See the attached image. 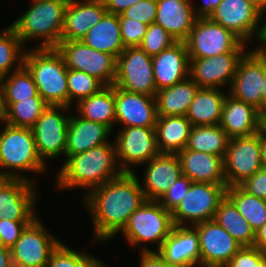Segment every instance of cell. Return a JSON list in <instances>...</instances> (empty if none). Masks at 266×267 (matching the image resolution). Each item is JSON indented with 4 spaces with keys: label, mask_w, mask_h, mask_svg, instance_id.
<instances>
[{
    "label": "cell",
    "mask_w": 266,
    "mask_h": 267,
    "mask_svg": "<svg viewBox=\"0 0 266 267\" xmlns=\"http://www.w3.org/2000/svg\"><path fill=\"white\" fill-rule=\"evenodd\" d=\"M83 199L93 219L94 240L99 243L116 237L130 215L146 201L135 172H123L92 189Z\"/></svg>",
    "instance_id": "1"
},
{
    "label": "cell",
    "mask_w": 266,
    "mask_h": 267,
    "mask_svg": "<svg viewBox=\"0 0 266 267\" xmlns=\"http://www.w3.org/2000/svg\"><path fill=\"white\" fill-rule=\"evenodd\" d=\"M56 174L57 187L62 189H92L118 177L123 172L116 159L115 144L108 142L85 152L69 156Z\"/></svg>",
    "instance_id": "2"
},
{
    "label": "cell",
    "mask_w": 266,
    "mask_h": 267,
    "mask_svg": "<svg viewBox=\"0 0 266 267\" xmlns=\"http://www.w3.org/2000/svg\"><path fill=\"white\" fill-rule=\"evenodd\" d=\"M31 50L25 52L23 66L32 75L39 95L50 106L68 107V68L64 58L56 48Z\"/></svg>",
    "instance_id": "3"
},
{
    "label": "cell",
    "mask_w": 266,
    "mask_h": 267,
    "mask_svg": "<svg viewBox=\"0 0 266 267\" xmlns=\"http://www.w3.org/2000/svg\"><path fill=\"white\" fill-rule=\"evenodd\" d=\"M32 6L10 26L24 45L41 39L38 48H55L61 41L65 10L69 0H31Z\"/></svg>",
    "instance_id": "4"
},
{
    "label": "cell",
    "mask_w": 266,
    "mask_h": 267,
    "mask_svg": "<svg viewBox=\"0 0 266 267\" xmlns=\"http://www.w3.org/2000/svg\"><path fill=\"white\" fill-rule=\"evenodd\" d=\"M46 163L40 158L31 128L6 124L0 131V173L9 179L17 178L33 182L19 173L46 174ZM17 173H15V172Z\"/></svg>",
    "instance_id": "5"
},
{
    "label": "cell",
    "mask_w": 266,
    "mask_h": 267,
    "mask_svg": "<svg viewBox=\"0 0 266 267\" xmlns=\"http://www.w3.org/2000/svg\"><path fill=\"white\" fill-rule=\"evenodd\" d=\"M174 226L170 211L158 201L146 200L130 215L120 233L134 247L141 243L155 242L159 250Z\"/></svg>",
    "instance_id": "6"
},
{
    "label": "cell",
    "mask_w": 266,
    "mask_h": 267,
    "mask_svg": "<svg viewBox=\"0 0 266 267\" xmlns=\"http://www.w3.org/2000/svg\"><path fill=\"white\" fill-rule=\"evenodd\" d=\"M185 43L189 59L214 57L223 53H246L248 45L209 17L195 20Z\"/></svg>",
    "instance_id": "7"
},
{
    "label": "cell",
    "mask_w": 266,
    "mask_h": 267,
    "mask_svg": "<svg viewBox=\"0 0 266 267\" xmlns=\"http://www.w3.org/2000/svg\"><path fill=\"white\" fill-rule=\"evenodd\" d=\"M227 185L192 182L189 190L171 212L175 226H194L213 220L219 203L226 196Z\"/></svg>",
    "instance_id": "8"
},
{
    "label": "cell",
    "mask_w": 266,
    "mask_h": 267,
    "mask_svg": "<svg viewBox=\"0 0 266 267\" xmlns=\"http://www.w3.org/2000/svg\"><path fill=\"white\" fill-rule=\"evenodd\" d=\"M55 48L68 69L85 72L104 86L114 85L117 59L113 55L97 51L82 41H60Z\"/></svg>",
    "instance_id": "9"
},
{
    "label": "cell",
    "mask_w": 266,
    "mask_h": 267,
    "mask_svg": "<svg viewBox=\"0 0 266 267\" xmlns=\"http://www.w3.org/2000/svg\"><path fill=\"white\" fill-rule=\"evenodd\" d=\"M114 85L128 92L155 97L157 89L152 56L139 46L125 48L117 57Z\"/></svg>",
    "instance_id": "10"
},
{
    "label": "cell",
    "mask_w": 266,
    "mask_h": 267,
    "mask_svg": "<svg viewBox=\"0 0 266 267\" xmlns=\"http://www.w3.org/2000/svg\"><path fill=\"white\" fill-rule=\"evenodd\" d=\"M69 109L70 107L49 105L31 128L38 154L44 163H47L45 158L65 156Z\"/></svg>",
    "instance_id": "11"
},
{
    "label": "cell",
    "mask_w": 266,
    "mask_h": 267,
    "mask_svg": "<svg viewBox=\"0 0 266 267\" xmlns=\"http://www.w3.org/2000/svg\"><path fill=\"white\" fill-rule=\"evenodd\" d=\"M223 163L227 187L239 186L262 169L260 132L229 139Z\"/></svg>",
    "instance_id": "12"
},
{
    "label": "cell",
    "mask_w": 266,
    "mask_h": 267,
    "mask_svg": "<svg viewBox=\"0 0 266 267\" xmlns=\"http://www.w3.org/2000/svg\"><path fill=\"white\" fill-rule=\"evenodd\" d=\"M123 129V130H121ZM114 144L122 172H135L133 166L148 163L160 154L154 127H122Z\"/></svg>",
    "instance_id": "13"
},
{
    "label": "cell",
    "mask_w": 266,
    "mask_h": 267,
    "mask_svg": "<svg viewBox=\"0 0 266 267\" xmlns=\"http://www.w3.org/2000/svg\"><path fill=\"white\" fill-rule=\"evenodd\" d=\"M35 218L10 249L13 267H47L52 251L60 240L52 236Z\"/></svg>",
    "instance_id": "14"
},
{
    "label": "cell",
    "mask_w": 266,
    "mask_h": 267,
    "mask_svg": "<svg viewBox=\"0 0 266 267\" xmlns=\"http://www.w3.org/2000/svg\"><path fill=\"white\" fill-rule=\"evenodd\" d=\"M266 67V54L248 50L239 60L228 94L254 106L262 113V91Z\"/></svg>",
    "instance_id": "15"
},
{
    "label": "cell",
    "mask_w": 266,
    "mask_h": 267,
    "mask_svg": "<svg viewBox=\"0 0 266 267\" xmlns=\"http://www.w3.org/2000/svg\"><path fill=\"white\" fill-rule=\"evenodd\" d=\"M200 243V267H225L243 247L214 219L194 225Z\"/></svg>",
    "instance_id": "16"
},
{
    "label": "cell",
    "mask_w": 266,
    "mask_h": 267,
    "mask_svg": "<svg viewBox=\"0 0 266 267\" xmlns=\"http://www.w3.org/2000/svg\"><path fill=\"white\" fill-rule=\"evenodd\" d=\"M260 13L261 11L247 0H221L209 18L248 44L254 37L256 39Z\"/></svg>",
    "instance_id": "17"
},
{
    "label": "cell",
    "mask_w": 266,
    "mask_h": 267,
    "mask_svg": "<svg viewBox=\"0 0 266 267\" xmlns=\"http://www.w3.org/2000/svg\"><path fill=\"white\" fill-rule=\"evenodd\" d=\"M245 53H223L214 57L189 59V77L200 88L231 86L239 60ZM230 83V84H229Z\"/></svg>",
    "instance_id": "18"
},
{
    "label": "cell",
    "mask_w": 266,
    "mask_h": 267,
    "mask_svg": "<svg viewBox=\"0 0 266 267\" xmlns=\"http://www.w3.org/2000/svg\"><path fill=\"white\" fill-rule=\"evenodd\" d=\"M34 183L24 179L6 178L0 184V220L33 221L36 200Z\"/></svg>",
    "instance_id": "19"
},
{
    "label": "cell",
    "mask_w": 266,
    "mask_h": 267,
    "mask_svg": "<svg viewBox=\"0 0 266 267\" xmlns=\"http://www.w3.org/2000/svg\"><path fill=\"white\" fill-rule=\"evenodd\" d=\"M116 121L123 127H155L158 115L154 96L115 86Z\"/></svg>",
    "instance_id": "20"
},
{
    "label": "cell",
    "mask_w": 266,
    "mask_h": 267,
    "mask_svg": "<svg viewBox=\"0 0 266 267\" xmlns=\"http://www.w3.org/2000/svg\"><path fill=\"white\" fill-rule=\"evenodd\" d=\"M157 251L170 265L200 267L199 235L194 226H174Z\"/></svg>",
    "instance_id": "21"
},
{
    "label": "cell",
    "mask_w": 266,
    "mask_h": 267,
    "mask_svg": "<svg viewBox=\"0 0 266 267\" xmlns=\"http://www.w3.org/2000/svg\"><path fill=\"white\" fill-rule=\"evenodd\" d=\"M106 12L103 0H69L65 10L61 41H81Z\"/></svg>",
    "instance_id": "22"
},
{
    "label": "cell",
    "mask_w": 266,
    "mask_h": 267,
    "mask_svg": "<svg viewBox=\"0 0 266 267\" xmlns=\"http://www.w3.org/2000/svg\"><path fill=\"white\" fill-rule=\"evenodd\" d=\"M145 165L141 188L146 200L158 201L182 174L179 157L177 154L160 153Z\"/></svg>",
    "instance_id": "23"
},
{
    "label": "cell",
    "mask_w": 266,
    "mask_h": 267,
    "mask_svg": "<svg viewBox=\"0 0 266 267\" xmlns=\"http://www.w3.org/2000/svg\"><path fill=\"white\" fill-rule=\"evenodd\" d=\"M157 91L171 87L189 77V56L185 42H176L170 48L152 56Z\"/></svg>",
    "instance_id": "24"
},
{
    "label": "cell",
    "mask_w": 266,
    "mask_h": 267,
    "mask_svg": "<svg viewBox=\"0 0 266 267\" xmlns=\"http://www.w3.org/2000/svg\"><path fill=\"white\" fill-rule=\"evenodd\" d=\"M189 0H157L154 23L160 25L177 42H185L197 17Z\"/></svg>",
    "instance_id": "25"
},
{
    "label": "cell",
    "mask_w": 266,
    "mask_h": 267,
    "mask_svg": "<svg viewBox=\"0 0 266 267\" xmlns=\"http://www.w3.org/2000/svg\"><path fill=\"white\" fill-rule=\"evenodd\" d=\"M261 113L254 106L227 94L220 126L229 139L248 137L260 132Z\"/></svg>",
    "instance_id": "26"
},
{
    "label": "cell",
    "mask_w": 266,
    "mask_h": 267,
    "mask_svg": "<svg viewBox=\"0 0 266 267\" xmlns=\"http://www.w3.org/2000/svg\"><path fill=\"white\" fill-rule=\"evenodd\" d=\"M177 155L182 174L192 182L227 185L223 157L189 149H183Z\"/></svg>",
    "instance_id": "27"
},
{
    "label": "cell",
    "mask_w": 266,
    "mask_h": 267,
    "mask_svg": "<svg viewBox=\"0 0 266 267\" xmlns=\"http://www.w3.org/2000/svg\"><path fill=\"white\" fill-rule=\"evenodd\" d=\"M112 130L98 122H93L80 117L78 114L72 115L68 122L67 144L65 158L85 152L93 147L111 142L108 136Z\"/></svg>",
    "instance_id": "28"
},
{
    "label": "cell",
    "mask_w": 266,
    "mask_h": 267,
    "mask_svg": "<svg viewBox=\"0 0 266 267\" xmlns=\"http://www.w3.org/2000/svg\"><path fill=\"white\" fill-rule=\"evenodd\" d=\"M227 94L219 88H199L186 115L192 126L220 125Z\"/></svg>",
    "instance_id": "29"
},
{
    "label": "cell",
    "mask_w": 266,
    "mask_h": 267,
    "mask_svg": "<svg viewBox=\"0 0 266 267\" xmlns=\"http://www.w3.org/2000/svg\"><path fill=\"white\" fill-rule=\"evenodd\" d=\"M91 48L113 55L116 59L125 50L119 16L106 12L81 40Z\"/></svg>",
    "instance_id": "30"
},
{
    "label": "cell",
    "mask_w": 266,
    "mask_h": 267,
    "mask_svg": "<svg viewBox=\"0 0 266 267\" xmlns=\"http://www.w3.org/2000/svg\"><path fill=\"white\" fill-rule=\"evenodd\" d=\"M192 127L186 116H158L154 129L159 152L177 154L185 149Z\"/></svg>",
    "instance_id": "31"
},
{
    "label": "cell",
    "mask_w": 266,
    "mask_h": 267,
    "mask_svg": "<svg viewBox=\"0 0 266 267\" xmlns=\"http://www.w3.org/2000/svg\"><path fill=\"white\" fill-rule=\"evenodd\" d=\"M200 87L190 78L155 94L158 116H186L196 92Z\"/></svg>",
    "instance_id": "32"
},
{
    "label": "cell",
    "mask_w": 266,
    "mask_h": 267,
    "mask_svg": "<svg viewBox=\"0 0 266 267\" xmlns=\"http://www.w3.org/2000/svg\"><path fill=\"white\" fill-rule=\"evenodd\" d=\"M76 105L80 117L102 123L113 131L116 121L115 85L103 87L98 93L81 99Z\"/></svg>",
    "instance_id": "33"
},
{
    "label": "cell",
    "mask_w": 266,
    "mask_h": 267,
    "mask_svg": "<svg viewBox=\"0 0 266 267\" xmlns=\"http://www.w3.org/2000/svg\"><path fill=\"white\" fill-rule=\"evenodd\" d=\"M214 220L243 247H253L254 229L227 196L219 203Z\"/></svg>",
    "instance_id": "34"
},
{
    "label": "cell",
    "mask_w": 266,
    "mask_h": 267,
    "mask_svg": "<svg viewBox=\"0 0 266 267\" xmlns=\"http://www.w3.org/2000/svg\"><path fill=\"white\" fill-rule=\"evenodd\" d=\"M229 138L220 125L193 126L185 149L224 158Z\"/></svg>",
    "instance_id": "35"
},
{
    "label": "cell",
    "mask_w": 266,
    "mask_h": 267,
    "mask_svg": "<svg viewBox=\"0 0 266 267\" xmlns=\"http://www.w3.org/2000/svg\"><path fill=\"white\" fill-rule=\"evenodd\" d=\"M226 196L254 231L266 223V200L248 194L240 186L227 187Z\"/></svg>",
    "instance_id": "36"
},
{
    "label": "cell",
    "mask_w": 266,
    "mask_h": 267,
    "mask_svg": "<svg viewBox=\"0 0 266 267\" xmlns=\"http://www.w3.org/2000/svg\"><path fill=\"white\" fill-rule=\"evenodd\" d=\"M6 105V115L2 123L23 128H32L49 106L41 96L30 97L15 103H6Z\"/></svg>",
    "instance_id": "37"
},
{
    "label": "cell",
    "mask_w": 266,
    "mask_h": 267,
    "mask_svg": "<svg viewBox=\"0 0 266 267\" xmlns=\"http://www.w3.org/2000/svg\"><path fill=\"white\" fill-rule=\"evenodd\" d=\"M22 48L24 45L10 25L0 31V77L23 66L25 50L22 51Z\"/></svg>",
    "instance_id": "38"
},
{
    "label": "cell",
    "mask_w": 266,
    "mask_h": 267,
    "mask_svg": "<svg viewBox=\"0 0 266 267\" xmlns=\"http://www.w3.org/2000/svg\"><path fill=\"white\" fill-rule=\"evenodd\" d=\"M6 103H15L40 96L32 75L22 66L19 70L2 77Z\"/></svg>",
    "instance_id": "39"
},
{
    "label": "cell",
    "mask_w": 266,
    "mask_h": 267,
    "mask_svg": "<svg viewBox=\"0 0 266 267\" xmlns=\"http://www.w3.org/2000/svg\"><path fill=\"white\" fill-rule=\"evenodd\" d=\"M47 267H105L103 261L78 252L62 242L52 251Z\"/></svg>",
    "instance_id": "40"
},
{
    "label": "cell",
    "mask_w": 266,
    "mask_h": 267,
    "mask_svg": "<svg viewBox=\"0 0 266 267\" xmlns=\"http://www.w3.org/2000/svg\"><path fill=\"white\" fill-rule=\"evenodd\" d=\"M67 87L68 107H71L74 100L78 103L81 99L98 93L105 86L95 77H92L85 72L68 69Z\"/></svg>",
    "instance_id": "41"
},
{
    "label": "cell",
    "mask_w": 266,
    "mask_h": 267,
    "mask_svg": "<svg viewBox=\"0 0 266 267\" xmlns=\"http://www.w3.org/2000/svg\"><path fill=\"white\" fill-rule=\"evenodd\" d=\"M176 42L160 25L152 23L147 27L146 34L139 47L148 55L154 56L162 50L170 48Z\"/></svg>",
    "instance_id": "42"
},
{
    "label": "cell",
    "mask_w": 266,
    "mask_h": 267,
    "mask_svg": "<svg viewBox=\"0 0 266 267\" xmlns=\"http://www.w3.org/2000/svg\"><path fill=\"white\" fill-rule=\"evenodd\" d=\"M118 16L124 47L140 46L148 25L134 19L124 18L121 14Z\"/></svg>",
    "instance_id": "43"
},
{
    "label": "cell",
    "mask_w": 266,
    "mask_h": 267,
    "mask_svg": "<svg viewBox=\"0 0 266 267\" xmlns=\"http://www.w3.org/2000/svg\"><path fill=\"white\" fill-rule=\"evenodd\" d=\"M192 181L181 174L176 182L160 197L158 202L168 211L172 212L182 201L189 190Z\"/></svg>",
    "instance_id": "44"
},
{
    "label": "cell",
    "mask_w": 266,
    "mask_h": 267,
    "mask_svg": "<svg viewBox=\"0 0 266 267\" xmlns=\"http://www.w3.org/2000/svg\"><path fill=\"white\" fill-rule=\"evenodd\" d=\"M157 0H142L121 13L124 18L134 19L146 25L154 23Z\"/></svg>",
    "instance_id": "45"
},
{
    "label": "cell",
    "mask_w": 266,
    "mask_h": 267,
    "mask_svg": "<svg viewBox=\"0 0 266 267\" xmlns=\"http://www.w3.org/2000/svg\"><path fill=\"white\" fill-rule=\"evenodd\" d=\"M32 221L0 220V244L11 249Z\"/></svg>",
    "instance_id": "46"
},
{
    "label": "cell",
    "mask_w": 266,
    "mask_h": 267,
    "mask_svg": "<svg viewBox=\"0 0 266 267\" xmlns=\"http://www.w3.org/2000/svg\"><path fill=\"white\" fill-rule=\"evenodd\" d=\"M239 186L248 194L266 200V169H260Z\"/></svg>",
    "instance_id": "47"
},
{
    "label": "cell",
    "mask_w": 266,
    "mask_h": 267,
    "mask_svg": "<svg viewBox=\"0 0 266 267\" xmlns=\"http://www.w3.org/2000/svg\"><path fill=\"white\" fill-rule=\"evenodd\" d=\"M140 256V267H179L168 264L158 251H153L146 246H142Z\"/></svg>",
    "instance_id": "48"
},
{
    "label": "cell",
    "mask_w": 266,
    "mask_h": 267,
    "mask_svg": "<svg viewBox=\"0 0 266 267\" xmlns=\"http://www.w3.org/2000/svg\"><path fill=\"white\" fill-rule=\"evenodd\" d=\"M225 267H252V247H242Z\"/></svg>",
    "instance_id": "49"
},
{
    "label": "cell",
    "mask_w": 266,
    "mask_h": 267,
    "mask_svg": "<svg viewBox=\"0 0 266 267\" xmlns=\"http://www.w3.org/2000/svg\"><path fill=\"white\" fill-rule=\"evenodd\" d=\"M142 0H103L106 11L115 15L121 14L132 5Z\"/></svg>",
    "instance_id": "50"
},
{
    "label": "cell",
    "mask_w": 266,
    "mask_h": 267,
    "mask_svg": "<svg viewBox=\"0 0 266 267\" xmlns=\"http://www.w3.org/2000/svg\"><path fill=\"white\" fill-rule=\"evenodd\" d=\"M221 0H203L197 8L194 7V14L197 18H208L215 11Z\"/></svg>",
    "instance_id": "51"
},
{
    "label": "cell",
    "mask_w": 266,
    "mask_h": 267,
    "mask_svg": "<svg viewBox=\"0 0 266 267\" xmlns=\"http://www.w3.org/2000/svg\"><path fill=\"white\" fill-rule=\"evenodd\" d=\"M263 19H266V17ZM263 19H260L259 30L256 36L261 46L256 47V49H252V51L260 54H266V20L263 22Z\"/></svg>",
    "instance_id": "52"
},
{
    "label": "cell",
    "mask_w": 266,
    "mask_h": 267,
    "mask_svg": "<svg viewBox=\"0 0 266 267\" xmlns=\"http://www.w3.org/2000/svg\"><path fill=\"white\" fill-rule=\"evenodd\" d=\"M253 247L266 253V223L255 231V241Z\"/></svg>",
    "instance_id": "53"
},
{
    "label": "cell",
    "mask_w": 266,
    "mask_h": 267,
    "mask_svg": "<svg viewBox=\"0 0 266 267\" xmlns=\"http://www.w3.org/2000/svg\"><path fill=\"white\" fill-rule=\"evenodd\" d=\"M252 267H266V253L252 247Z\"/></svg>",
    "instance_id": "54"
},
{
    "label": "cell",
    "mask_w": 266,
    "mask_h": 267,
    "mask_svg": "<svg viewBox=\"0 0 266 267\" xmlns=\"http://www.w3.org/2000/svg\"><path fill=\"white\" fill-rule=\"evenodd\" d=\"M0 267H13L10 249L0 244Z\"/></svg>",
    "instance_id": "55"
},
{
    "label": "cell",
    "mask_w": 266,
    "mask_h": 267,
    "mask_svg": "<svg viewBox=\"0 0 266 267\" xmlns=\"http://www.w3.org/2000/svg\"><path fill=\"white\" fill-rule=\"evenodd\" d=\"M7 105L5 101V88L2 77L0 78V122L5 118Z\"/></svg>",
    "instance_id": "56"
},
{
    "label": "cell",
    "mask_w": 266,
    "mask_h": 267,
    "mask_svg": "<svg viewBox=\"0 0 266 267\" xmlns=\"http://www.w3.org/2000/svg\"><path fill=\"white\" fill-rule=\"evenodd\" d=\"M260 150L262 169H266V136L260 132Z\"/></svg>",
    "instance_id": "57"
},
{
    "label": "cell",
    "mask_w": 266,
    "mask_h": 267,
    "mask_svg": "<svg viewBox=\"0 0 266 267\" xmlns=\"http://www.w3.org/2000/svg\"><path fill=\"white\" fill-rule=\"evenodd\" d=\"M249 3L258 8L261 12L266 9V0H247Z\"/></svg>",
    "instance_id": "58"
},
{
    "label": "cell",
    "mask_w": 266,
    "mask_h": 267,
    "mask_svg": "<svg viewBox=\"0 0 266 267\" xmlns=\"http://www.w3.org/2000/svg\"><path fill=\"white\" fill-rule=\"evenodd\" d=\"M264 86L262 91V113L266 111V67H265V76H264Z\"/></svg>",
    "instance_id": "59"
},
{
    "label": "cell",
    "mask_w": 266,
    "mask_h": 267,
    "mask_svg": "<svg viewBox=\"0 0 266 267\" xmlns=\"http://www.w3.org/2000/svg\"><path fill=\"white\" fill-rule=\"evenodd\" d=\"M260 132L266 136V111L261 113Z\"/></svg>",
    "instance_id": "60"
},
{
    "label": "cell",
    "mask_w": 266,
    "mask_h": 267,
    "mask_svg": "<svg viewBox=\"0 0 266 267\" xmlns=\"http://www.w3.org/2000/svg\"><path fill=\"white\" fill-rule=\"evenodd\" d=\"M6 178L0 173V184L5 180Z\"/></svg>",
    "instance_id": "61"
},
{
    "label": "cell",
    "mask_w": 266,
    "mask_h": 267,
    "mask_svg": "<svg viewBox=\"0 0 266 267\" xmlns=\"http://www.w3.org/2000/svg\"><path fill=\"white\" fill-rule=\"evenodd\" d=\"M265 11H266V9H265ZM265 11H262L261 13H260V19H262L263 18V15H265L266 14V12Z\"/></svg>",
    "instance_id": "62"
}]
</instances>
